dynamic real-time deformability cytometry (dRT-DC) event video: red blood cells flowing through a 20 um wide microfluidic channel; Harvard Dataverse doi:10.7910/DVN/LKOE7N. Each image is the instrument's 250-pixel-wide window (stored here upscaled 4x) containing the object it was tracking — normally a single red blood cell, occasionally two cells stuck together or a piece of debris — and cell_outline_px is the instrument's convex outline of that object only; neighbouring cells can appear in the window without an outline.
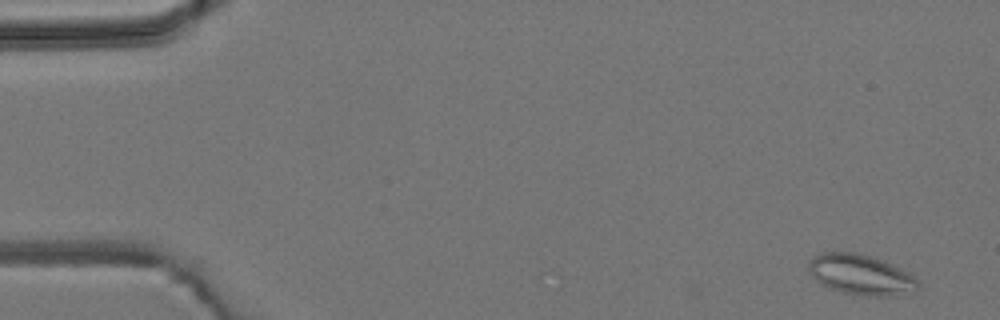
{"species": "common noctule bat (a hibernating species)", "species_latin": "Nyctalus noctula", "temperature_condition": "room temperature", "stored_images_in_passage": 7, "camera_frame_rate_fps": 3000, "um_per_image_px": 0.085, "animal": {"sex": "male", "body_mass_g": 19.2, "forearm_length_mm": 51.8}, "frame": {"image": 1, "passage_image": 1, "time_ms": 0.0, "image_size_px": [1000, 320], "cell_outline_px": [[920, 288], [916, 292], [892, 296], [872, 296], [844, 292], [820, 284], [808, 272], [808, 260], [812, 256], [824, 252], [856, 252], [872, 256], [884, 260], [908, 272], [920, 280]], "centroid_in_image_um": [73.21, 23.34], "position_along_channel_um": 11.8, "area_um2": 26.13}}
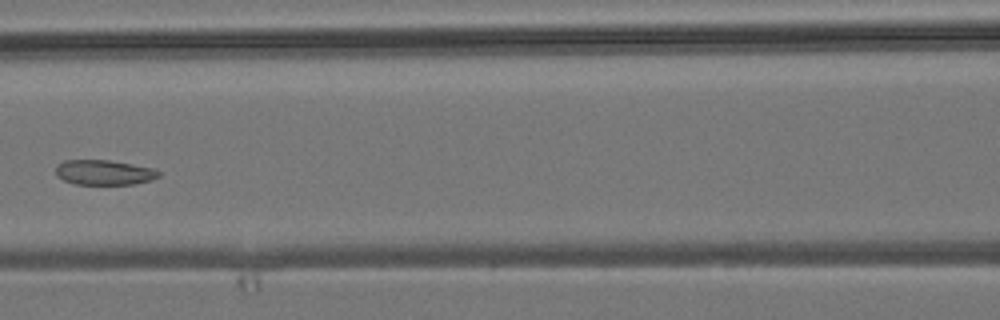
{"frame": {"image": 2, "passage_image": 7, "time_ms": 7.0, "image_size_px": [1000, 320], "cell_outline_px": [[160, 176], [152, 180], [132, 184], [76, 184], [64, 180], [56, 176], [56, 164], [64, 160], [108, 160], [152, 168], [160, 172]], "centroid_in_image_um": [8.82, 14.65], "position_along_channel_um": 157.8, "area_um2": 14.91}}